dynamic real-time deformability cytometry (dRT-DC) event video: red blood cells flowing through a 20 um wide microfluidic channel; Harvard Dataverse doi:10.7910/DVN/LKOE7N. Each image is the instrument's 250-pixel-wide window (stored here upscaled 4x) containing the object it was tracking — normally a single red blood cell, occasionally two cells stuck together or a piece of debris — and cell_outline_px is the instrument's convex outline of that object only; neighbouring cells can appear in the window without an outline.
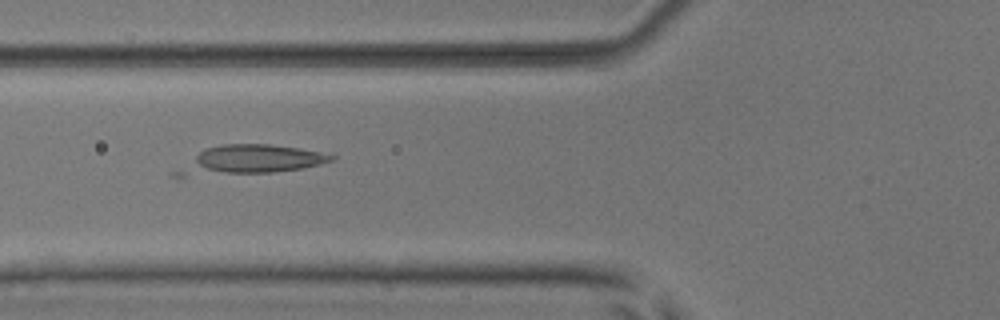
{"species": "common noctule bat (a hibernating species)", "species_latin": "Nyctalus noctula", "temperature_condition": "room temperature", "stored_images_in_passage": 7, "camera_frame_rate_fps": 3000, "um_per_image_px": 0.085, "animal": {"sex": "male", "body_mass_g": 17.9, "forearm_length_mm": 54.2}, "frame": {"image": 1, "passage_image": 6, "time_ms": 1.667, "image_size_px": [1000, 320], "cell_outline_px": [[336, 156], [332, 160], [320, 164], [304, 168], [272, 172], [224, 172], [208, 168], [200, 164], [196, 160], [196, 156], [200, 152], [208, 148], [224, 144], [268, 144], [332, 152]], "centroid_in_image_um": [22.15, 13.43], "position_along_channel_um": 103.7, "area_um2": 22.02}}
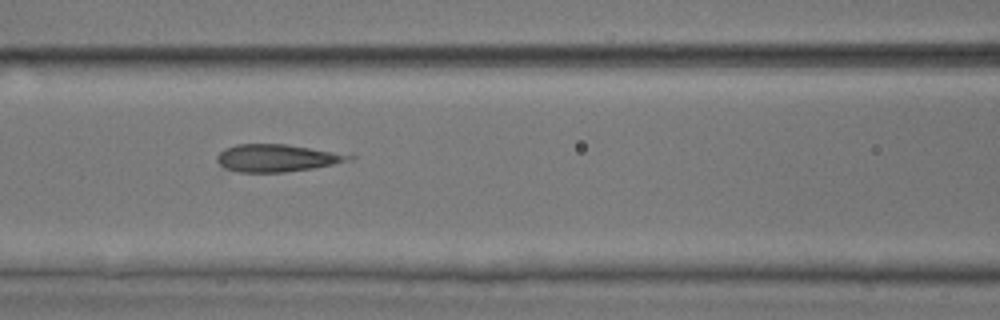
{"frame": {"image": 2, "passage_image": 7, "time_ms": 2.0, "image_size_px": [1000, 320], "cell_outline_px": [[356, 156], [352, 160], [312, 168], [284, 172], [240, 172], [224, 168], [216, 160], [216, 156], [224, 148], [236, 144], [288, 144], [352, 152]], "centroid_in_image_um": [23.66, 13.4], "position_along_channel_um": 142.9, "area_um2": 21.73}}